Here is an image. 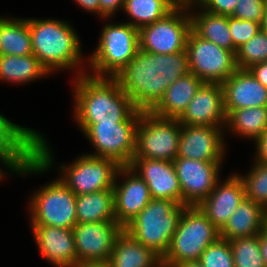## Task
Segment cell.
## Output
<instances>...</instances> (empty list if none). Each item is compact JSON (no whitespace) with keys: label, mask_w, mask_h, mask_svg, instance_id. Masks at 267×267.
Here are the masks:
<instances>
[{"label":"cell","mask_w":267,"mask_h":267,"mask_svg":"<svg viewBox=\"0 0 267 267\" xmlns=\"http://www.w3.org/2000/svg\"><path fill=\"white\" fill-rule=\"evenodd\" d=\"M189 72L186 50L174 54H154L139 50L115 78L136 109L151 111L168 87Z\"/></svg>","instance_id":"cell-1"},{"label":"cell","mask_w":267,"mask_h":267,"mask_svg":"<svg viewBox=\"0 0 267 267\" xmlns=\"http://www.w3.org/2000/svg\"><path fill=\"white\" fill-rule=\"evenodd\" d=\"M73 79V116L77 124L123 122L136 109L116 78L85 73Z\"/></svg>","instance_id":"cell-2"},{"label":"cell","mask_w":267,"mask_h":267,"mask_svg":"<svg viewBox=\"0 0 267 267\" xmlns=\"http://www.w3.org/2000/svg\"><path fill=\"white\" fill-rule=\"evenodd\" d=\"M29 30L32 53L49 74L60 70H70V72L73 70V75L77 77L87 72L84 66V61L87 64V59L82 56L80 36L68 21L31 17Z\"/></svg>","instance_id":"cell-3"},{"label":"cell","mask_w":267,"mask_h":267,"mask_svg":"<svg viewBox=\"0 0 267 267\" xmlns=\"http://www.w3.org/2000/svg\"><path fill=\"white\" fill-rule=\"evenodd\" d=\"M45 138L41 132L16 124L0 113L1 165L19 177L45 174L56 165Z\"/></svg>","instance_id":"cell-4"},{"label":"cell","mask_w":267,"mask_h":267,"mask_svg":"<svg viewBox=\"0 0 267 267\" xmlns=\"http://www.w3.org/2000/svg\"><path fill=\"white\" fill-rule=\"evenodd\" d=\"M104 21L108 22L101 28L94 52L88 55L86 73L115 78L140 50L139 29L127 22Z\"/></svg>","instance_id":"cell-5"},{"label":"cell","mask_w":267,"mask_h":267,"mask_svg":"<svg viewBox=\"0 0 267 267\" xmlns=\"http://www.w3.org/2000/svg\"><path fill=\"white\" fill-rule=\"evenodd\" d=\"M185 207L186 205L175 201L152 198L124 230L136 241L163 257Z\"/></svg>","instance_id":"cell-6"},{"label":"cell","mask_w":267,"mask_h":267,"mask_svg":"<svg viewBox=\"0 0 267 267\" xmlns=\"http://www.w3.org/2000/svg\"><path fill=\"white\" fill-rule=\"evenodd\" d=\"M219 237V230L198 206H186L162 262L176 266L199 261L203 251Z\"/></svg>","instance_id":"cell-7"},{"label":"cell","mask_w":267,"mask_h":267,"mask_svg":"<svg viewBox=\"0 0 267 267\" xmlns=\"http://www.w3.org/2000/svg\"><path fill=\"white\" fill-rule=\"evenodd\" d=\"M142 112L135 109L119 123L77 124L96 151L87 154L110 158L119 166H129L136 150V130Z\"/></svg>","instance_id":"cell-8"},{"label":"cell","mask_w":267,"mask_h":267,"mask_svg":"<svg viewBox=\"0 0 267 267\" xmlns=\"http://www.w3.org/2000/svg\"><path fill=\"white\" fill-rule=\"evenodd\" d=\"M32 193L28 202L30 225L72 229L77 224L76 195L59 177Z\"/></svg>","instance_id":"cell-9"},{"label":"cell","mask_w":267,"mask_h":267,"mask_svg":"<svg viewBox=\"0 0 267 267\" xmlns=\"http://www.w3.org/2000/svg\"><path fill=\"white\" fill-rule=\"evenodd\" d=\"M181 123L178 119L162 118L143 111L136 130V150L133 158L167 160L177 157Z\"/></svg>","instance_id":"cell-10"},{"label":"cell","mask_w":267,"mask_h":267,"mask_svg":"<svg viewBox=\"0 0 267 267\" xmlns=\"http://www.w3.org/2000/svg\"><path fill=\"white\" fill-rule=\"evenodd\" d=\"M190 31L188 0H182L164 18L139 29L140 50L154 54L185 51Z\"/></svg>","instance_id":"cell-11"},{"label":"cell","mask_w":267,"mask_h":267,"mask_svg":"<svg viewBox=\"0 0 267 267\" xmlns=\"http://www.w3.org/2000/svg\"><path fill=\"white\" fill-rule=\"evenodd\" d=\"M186 51L189 71L203 82L222 84L238 69L234 52L199 37L192 29Z\"/></svg>","instance_id":"cell-12"},{"label":"cell","mask_w":267,"mask_h":267,"mask_svg":"<svg viewBox=\"0 0 267 267\" xmlns=\"http://www.w3.org/2000/svg\"><path fill=\"white\" fill-rule=\"evenodd\" d=\"M120 166L110 158L81 154L70 165L59 166L60 180L75 195L113 188Z\"/></svg>","instance_id":"cell-13"},{"label":"cell","mask_w":267,"mask_h":267,"mask_svg":"<svg viewBox=\"0 0 267 267\" xmlns=\"http://www.w3.org/2000/svg\"><path fill=\"white\" fill-rule=\"evenodd\" d=\"M224 161H201L175 158L173 164L182 190V205L198 206L221 179Z\"/></svg>","instance_id":"cell-14"},{"label":"cell","mask_w":267,"mask_h":267,"mask_svg":"<svg viewBox=\"0 0 267 267\" xmlns=\"http://www.w3.org/2000/svg\"><path fill=\"white\" fill-rule=\"evenodd\" d=\"M123 229L117 221L77 223L72 228L77 265L109 261L114 242Z\"/></svg>","instance_id":"cell-15"},{"label":"cell","mask_w":267,"mask_h":267,"mask_svg":"<svg viewBox=\"0 0 267 267\" xmlns=\"http://www.w3.org/2000/svg\"><path fill=\"white\" fill-rule=\"evenodd\" d=\"M120 179L121 182H119ZM113 191L115 220L123 228H125L152 199L147 184L130 166H120L118 168Z\"/></svg>","instance_id":"cell-16"},{"label":"cell","mask_w":267,"mask_h":267,"mask_svg":"<svg viewBox=\"0 0 267 267\" xmlns=\"http://www.w3.org/2000/svg\"><path fill=\"white\" fill-rule=\"evenodd\" d=\"M225 128L218 126L182 125L176 158L201 161H224Z\"/></svg>","instance_id":"cell-17"},{"label":"cell","mask_w":267,"mask_h":267,"mask_svg":"<svg viewBox=\"0 0 267 267\" xmlns=\"http://www.w3.org/2000/svg\"><path fill=\"white\" fill-rule=\"evenodd\" d=\"M182 125L226 127L223 87L220 83L204 82L185 111L178 118Z\"/></svg>","instance_id":"cell-18"},{"label":"cell","mask_w":267,"mask_h":267,"mask_svg":"<svg viewBox=\"0 0 267 267\" xmlns=\"http://www.w3.org/2000/svg\"><path fill=\"white\" fill-rule=\"evenodd\" d=\"M147 184L155 199H167L182 205V190L173 162L133 158L129 165Z\"/></svg>","instance_id":"cell-19"},{"label":"cell","mask_w":267,"mask_h":267,"mask_svg":"<svg viewBox=\"0 0 267 267\" xmlns=\"http://www.w3.org/2000/svg\"><path fill=\"white\" fill-rule=\"evenodd\" d=\"M41 256L55 267H76L77 252L72 229L29 225Z\"/></svg>","instance_id":"cell-20"},{"label":"cell","mask_w":267,"mask_h":267,"mask_svg":"<svg viewBox=\"0 0 267 267\" xmlns=\"http://www.w3.org/2000/svg\"><path fill=\"white\" fill-rule=\"evenodd\" d=\"M245 197V186L239 173H231L224 181L217 182L213 191L198 207L220 231Z\"/></svg>","instance_id":"cell-21"},{"label":"cell","mask_w":267,"mask_h":267,"mask_svg":"<svg viewBox=\"0 0 267 267\" xmlns=\"http://www.w3.org/2000/svg\"><path fill=\"white\" fill-rule=\"evenodd\" d=\"M221 85L226 116L237 109L267 106V87L249 70L237 69Z\"/></svg>","instance_id":"cell-22"},{"label":"cell","mask_w":267,"mask_h":267,"mask_svg":"<svg viewBox=\"0 0 267 267\" xmlns=\"http://www.w3.org/2000/svg\"><path fill=\"white\" fill-rule=\"evenodd\" d=\"M188 9L191 17V29L199 37L211 41L235 54L237 53L238 49L232 42L227 15L207 12L200 8L193 0H188Z\"/></svg>","instance_id":"cell-23"},{"label":"cell","mask_w":267,"mask_h":267,"mask_svg":"<svg viewBox=\"0 0 267 267\" xmlns=\"http://www.w3.org/2000/svg\"><path fill=\"white\" fill-rule=\"evenodd\" d=\"M203 83L191 72L179 77L151 112L158 117L178 119Z\"/></svg>","instance_id":"cell-24"},{"label":"cell","mask_w":267,"mask_h":267,"mask_svg":"<svg viewBox=\"0 0 267 267\" xmlns=\"http://www.w3.org/2000/svg\"><path fill=\"white\" fill-rule=\"evenodd\" d=\"M264 208L248 197L243 198L224 227L219 237L225 240L252 237L263 232Z\"/></svg>","instance_id":"cell-25"},{"label":"cell","mask_w":267,"mask_h":267,"mask_svg":"<svg viewBox=\"0 0 267 267\" xmlns=\"http://www.w3.org/2000/svg\"><path fill=\"white\" fill-rule=\"evenodd\" d=\"M108 262L111 267H157L162 257L123 229L114 242Z\"/></svg>","instance_id":"cell-26"},{"label":"cell","mask_w":267,"mask_h":267,"mask_svg":"<svg viewBox=\"0 0 267 267\" xmlns=\"http://www.w3.org/2000/svg\"><path fill=\"white\" fill-rule=\"evenodd\" d=\"M45 76H50L34 55H0V80L4 83H31Z\"/></svg>","instance_id":"cell-27"},{"label":"cell","mask_w":267,"mask_h":267,"mask_svg":"<svg viewBox=\"0 0 267 267\" xmlns=\"http://www.w3.org/2000/svg\"><path fill=\"white\" fill-rule=\"evenodd\" d=\"M2 17L0 16V55L33 54L29 18Z\"/></svg>","instance_id":"cell-28"},{"label":"cell","mask_w":267,"mask_h":267,"mask_svg":"<svg viewBox=\"0 0 267 267\" xmlns=\"http://www.w3.org/2000/svg\"><path fill=\"white\" fill-rule=\"evenodd\" d=\"M77 223L116 221L113 188L76 195Z\"/></svg>","instance_id":"cell-29"},{"label":"cell","mask_w":267,"mask_h":267,"mask_svg":"<svg viewBox=\"0 0 267 267\" xmlns=\"http://www.w3.org/2000/svg\"><path fill=\"white\" fill-rule=\"evenodd\" d=\"M266 129L267 106L237 109L227 116L225 130L232 132L231 136L255 141Z\"/></svg>","instance_id":"cell-30"},{"label":"cell","mask_w":267,"mask_h":267,"mask_svg":"<svg viewBox=\"0 0 267 267\" xmlns=\"http://www.w3.org/2000/svg\"><path fill=\"white\" fill-rule=\"evenodd\" d=\"M182 0H124L122 12L129 20L126 22L140 29L164 18Z\"/></svg>","instance_id":"cell-31"},{"label":"cell","mask_w":267,"mask_h":267,"mask_svg":"<svg viewBox=\"0 0 267 267\" xmlns=\"http://www.w3.org/2000/svg\"><path fill=\"white\" fill-rule=\"evenodd\" d=\"M234 258V267H266L260 251V234L228 240Z\"/></svg>","instance_id":"cell-32"},{"label":"cell","mask_w":267,"mask_h":267,"mask_svg":"<svg viewBox=\"0 0 267 267\" xmlns=\"http://www.w3.org/2000/svg\"><path fill=\"white\" fill-rule=\"evenodd\" d=\"M244 173L239 174L244 182L246 197L267 208V163H257Z\"/></svg>","instance_id":"cell-33"},{"label":"cell","mask_w":267,"mask_h":267,"mask_svg":"<svg viewBox=\"0 0 267 267\" xmlns=\"http://www.w3.org/2000/svg\"><path fill=\"white\" fill-rule=\"evenodd\" d=\"M264 61H267V33L261 29L238 48L236 63L238 69L248 70L253 65Z\"/></svg>","instance_id":"cell-34"},{"label":"cell","mask_w":267,"mask_h":267,"mask_svg":"<svg viewBox=\"0 0 267 267\" xmlns=\"http://www.w3.org/2000/svg\"><path fill=\"white\" fill-rule=\"evenodd\" d=\"M199 262L203 267H234L229 241L218 238L203 251Z\"/></svg>","instance_id":"cell-35"},{"label":"cell","mask_w":267,"mask_h":267,"mask_svg":"<svg viewBox=\"0 0 267 267\" xmlns=\"http://www.w3.org/2000/svg\"><path fill=\"white\" fill-rule=\"evenodd\" d=\"M233 45L238 49L261 30V24L228 16Z\"/></svg>","instance_id":"cell-36"},{"label":"cell","mask_w":267,"mask_h":267,"mask_svg":"<svg viewBox=\"0 0 267 267\" xmlns=\"http://www.w3.org/2000/svg\"><path fill=\"white\" fill-rule=\"evenodd\" d=\"M266 0H239L232 17L262 24Z\"/></svg>","instance_id":"cell-37"},{"label":"cell","mask_w":267,"mask_h":267,"mask_svg":"<svg viewBox=\"0 0 267 267\" xmlns=\"http://www.w3.org/2000/svg\"><path fill=\"white\" fill-rule=\"evenodd\" d=\"M200 8L217 15L231 16L239 0H193Z\"/></svg>","instance_id":"cell-38"},{"label":"cell","mask_w":267,"mask_h":267,"mask_svg":"<svg viewBox=\"0 0 267 267\" xmlns=\"http://www.w3.org/2000/svg\"><path fill=\"white\" fill-rule=\"evenodd\" d=\"M99 4L100 18H108L110 20L111 17L117 14L116 12L122 11L124 0H99Z\"/></svg>","instance_id":"cell-39"},{"label":"cell","mask_w":267,"mask_h":267,"mask_svg":"<svg viewBox=\"0 0 267 267\" xmlns=\"http://www.w3.org/2000/svg\"><path fill=\"white\" fill-rule=\"evenodd\" d=\"M254 142L257 150L253 161L267 163V129Z\"/></svg>","instance_id":"cell-40"},{"label":"cell","mask_w":267,"mask_h":267,"mask_svg":"<svg viewBox=\"0 0 267 267\" xmlns=\"http://www.w3.org/2000/svg\"><path fill=\"white\" fill-rule=\"evenodd\" d=\"M248 70L263 86L267 87V61L255 64Z\"/></svg>","instance_id":"cell-41"},{"label":"cell","mask_w":267,"mask_h":267,"mask_svg":"<svg viewBox=\"0 0 267 267\" xmlns=\"http://www.w3.org/2000/svg\"><path fill=\"white\" fill-rule=\"evenodd\" d=\"M84 11L97 14L100 17L99 0H74Z\"/></svg>","instance_id":"cell-42"},{"label":"cell","mask_w":267,"mask_h":267,"mask_svg":"<svg viewBox=\"0 0 267 267\" xmlns=\"http://www.w3.org/2000/svg\"><path fill=\"white\" fill-rule=\"evenodd\" d=\"M260 251L267 267V235L263 232L260 233Z\"/></svg>","instance_id":"cell-43"},{"label":"cell","mask_w":267,"mask_h":267,"mask_svg":"<svg viewBox=\"0 0 267 267\" xmlns=\"http://www.w3.org/2000/svg\"><path fill=\"white\" fill-rule=\"evenodd\" d=\"M76 267H111L110 263L107 262H90V263H81Z\"/></svg>","instance_id":"cell-44"},{"label":"cell","mask_w":267,"mask_h":267,"mask_svg":"<svg viewBox=\"0 0 267 267\" xmlns=\"http://www.w3.org/2000/svg\"><path fill=\"white\" fill-rule=\"evenodd\" d=\"M175 267H203V266L199 261H192L176 265Z\"/></svg>","instance_id":"cell-45"},{"label":"cell","mask_w":267,"mask_h":267,"mask_svg":"<svg viewBox=\"0 0 267 267\" xmlns=\"http://www.w3.org/2000/svg\"><path fill=\"white\" fill-rule=\"evenodd\" d=\"M261 29L267 33V0L265 1L264 18L261 24Z\"/></svg>","instance_id":"cell-46"},{"label":"cell","mask_w":267,"mask_h":267,"mask_svg":"<svg viewBox=\"0 0 267 267\" xmlns=\"http://www.w3.org/2000/svg\"><path fill=\"white\" fill-rule=\"evenodd\" d=\"M263 233L267 235V208L263 211Z\"/></svg>","instance_id":"cell-47"},{"label":"cell","mask_w":267,"mask_h":267,"mask_svg":"<svg viewBox=\"0 0 267 267\" xmlns=\"http://www.w3.org/2000/svg\"><path fill=\"white\" fill-rule=\"evenodd\" d=\"M5 174L7 176V170L3 171V168L0 169V181H2L4 179V177H6Z\"/></svg>","instance_id":"cell-48"},{"label":"cell","mask_w":267,"mask_h":267,"mask_svg":"<svg viewBox=\"0 0 267 267\" xmlns=\"http://www.w3.org/2000/svg\"><path fill=\"white\" fill-rule=\"evenodd\" d=\"M157 267H175L161 262Z\"/></svg>","instance_id":"cell-49"}]
</instances>
